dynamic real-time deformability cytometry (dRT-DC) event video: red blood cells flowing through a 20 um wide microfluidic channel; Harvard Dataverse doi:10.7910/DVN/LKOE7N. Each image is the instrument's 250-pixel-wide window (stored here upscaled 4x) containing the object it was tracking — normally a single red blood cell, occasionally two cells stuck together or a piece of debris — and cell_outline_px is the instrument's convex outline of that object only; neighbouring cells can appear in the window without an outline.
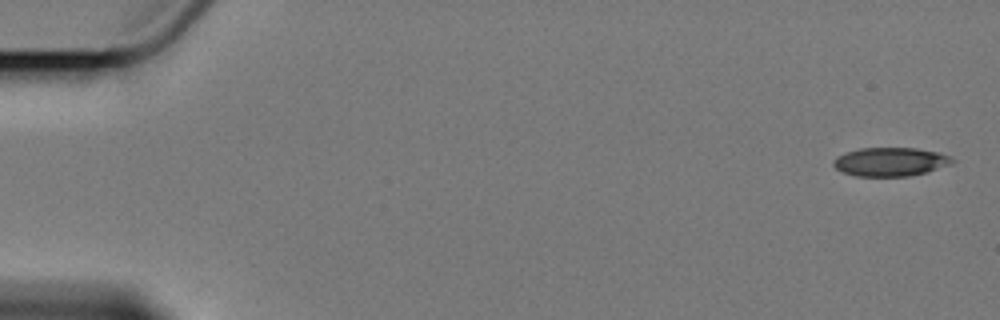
{"species": "Egyptian fruit bat (a non-hibernating species)", "species_latin": "Rousettus aegyptiacus", "temperature_condition": "cold", "stored_images_in_passage": 7, "camera_frame_rate_fps": 3000, "um_per_image_px": 0.085, "animal": {"sex": "female"}, "frame": {"image": 1, "passage_image": 1, "time_ms": 0.0, "image_size_px": [1000, 320], "cell_outline_px": [[956, 160], [952, 164], [924, 172], [908, 176], [856, 176], [844, 172], [836, 168], [832, 164], [832, 160], [836, 156], [860, 148], [916, 148], [936, 152], [952, 156]], "centroid_in_image_um": [75.68, 13.75], "position_along_channel_um": 9.3, "area_um2": 19.77}}
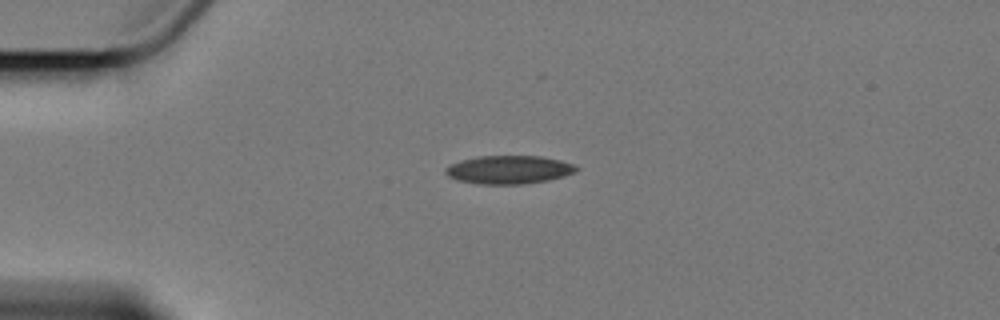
{"frame": {"image": 2, "passage_image": 5, "time_ms": 4.333, "image_size_px": [1000, 320], "cell_outline_px": [[580, 168], [576, 172], [564, 176], [548, 180], [520, 184], [480, 184], [460, 180], [448, 176], [444, 172], [444, 168], [460, 160], [480, 156], [540, 156], [560, 160], [572, 164]], "centroid_in_image_um": [43.27, 14.42], "position_along_channel_um": 41.7, "area_um2": 21.44}}
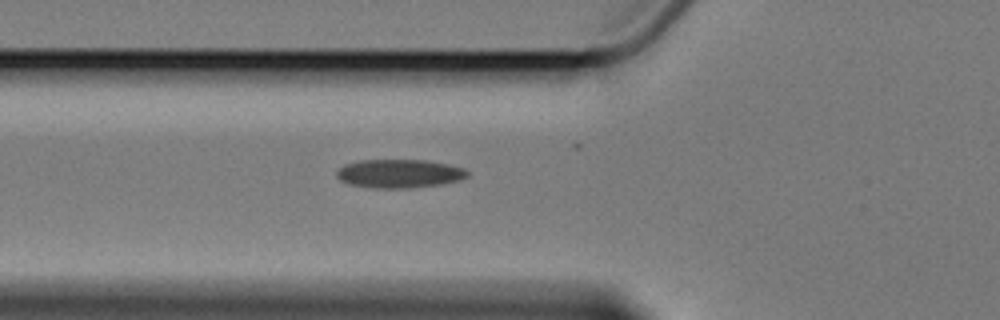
{"frame": {"image": 3, "passage_image": 7, "time_ms": 6.667, "image_size_px": [1000, 320], "cell_outline_px": [[468, 176], [460, 180], [440, 184], [404, 188], [376, 188], [348, 184], [340, 180], [336, 176], [336, 172], [344, 164], [360, 160], [424, 160], [448, 164], [464, 168], [468, 172]], "centroid_in_image_um": [33.92, 14.75], "position_along_channel_um": 91.9, "area_um2": 21.68}}